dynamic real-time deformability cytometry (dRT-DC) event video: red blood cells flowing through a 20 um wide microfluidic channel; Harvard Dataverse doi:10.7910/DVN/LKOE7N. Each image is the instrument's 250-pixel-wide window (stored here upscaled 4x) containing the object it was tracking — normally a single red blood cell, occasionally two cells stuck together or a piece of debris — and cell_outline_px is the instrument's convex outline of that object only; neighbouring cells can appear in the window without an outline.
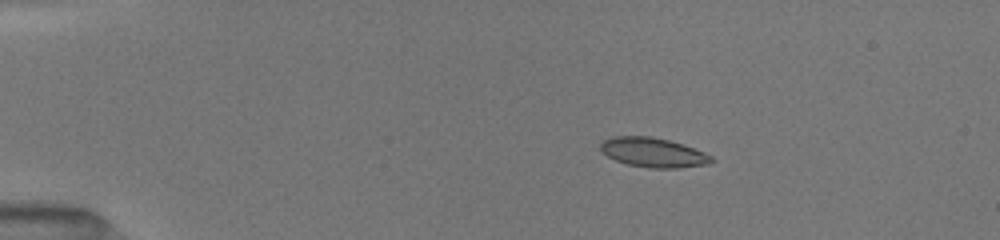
{"species": "common noctule bat (a hibernating species)", "species_latin": "Nyctalus noctula", "temperature_condition": "room temperature", "stored_images_in_passage": 23, "camera_frame_rate_fps": 3000, "um_per_image_px": 0.085, "animal": {"sex": "female", "body_mass_g": 19.5, "forearm_length_mm": 54.1}, "frame": {"image": 1, "passage_image": 1, "time_ms": 0.0, "image_size_px": [1000, 240], "cell_outline_px": [[716, 160], [708, 164], [676, 168], [648, 168], [628, 164], [616, 160], [608, 156], [600, 148], [600, 144], [604, 140], [612, 136], [652, 136], [668, 140], [704, 152], [712, 156]], "centroid_in_image_um": [55.53, 12.96], "position_along_channel_um": 29.5, "area_um2": 18.9}}
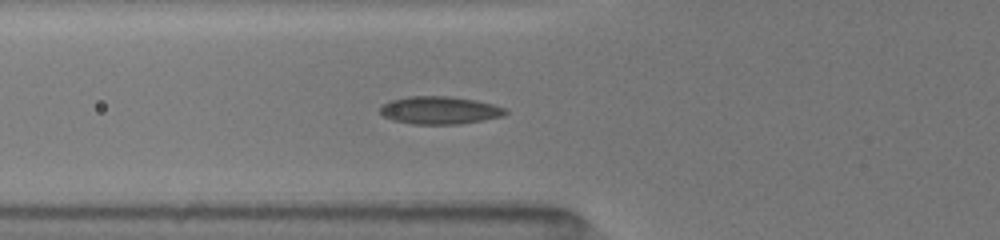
{"frame": {"image": 2, "passage_image": 14, "time_ms": 3.333, "image_size_px": [1000, 240], "cell_outline_px": [[508, 112], [504, 116], [484, 120], [460, 124], [412, 124], [392, 120], [384, 116], [380, 112], [380, 108], [384, 104], [392, 100], [408, 96], [448, 96], [476, 100], [492, 104], [504, 108]], "centroid_in_image_um": [37.39, 9.38], "position_along_channel_um": 88.4, "area_um2": 20.23}}
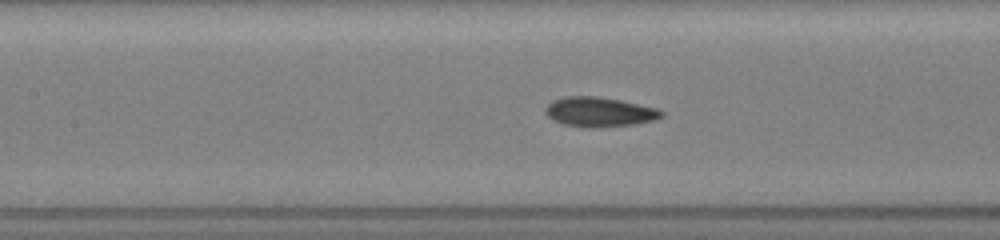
{"frame": {"image": 3, "passage_image": 20, "time_ms": 5.0, "image_size_px": [1000, 240], "cell_outline_px": [[664, 116], [656, 120], [636, 124], [592, 128], [588, 128], [564, 124], [552, 120], [544, 112], [544, 108], [552, 100], [564, 96], [600, 96], [660, 108], [664, 112]], "centroid_in_image_um": [50.97, 9.51], "position_along_channel_um": 156.4, "area_um2": 20.46}}